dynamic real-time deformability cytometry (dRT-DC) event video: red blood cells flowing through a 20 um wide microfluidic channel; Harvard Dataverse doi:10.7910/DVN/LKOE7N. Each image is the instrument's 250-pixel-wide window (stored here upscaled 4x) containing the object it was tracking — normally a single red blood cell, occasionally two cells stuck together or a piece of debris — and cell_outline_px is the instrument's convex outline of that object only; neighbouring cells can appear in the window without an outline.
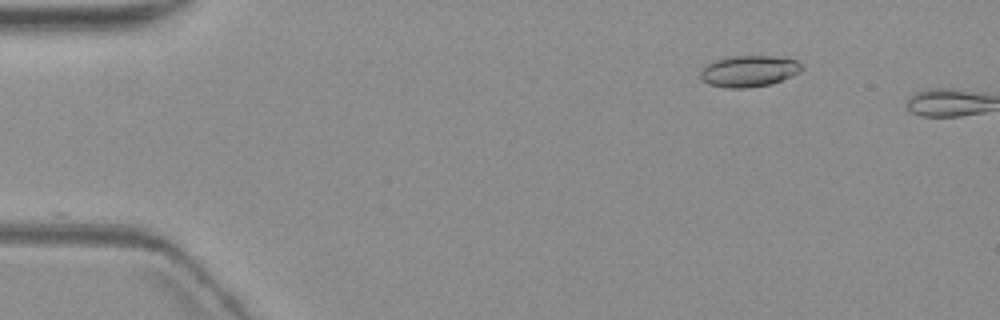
{"species": "common noctule bat (a hibernating species)", "species_latin": "Nyctalus noctula", "temperature_condition": "warm", "stored_images_in_passage": 4, "camera_frame_rate_fps": 3000, "um_per_image_px": 0.085, "animal": {"sex": "female", "body_mass_g": 19.3, "forearm_length_mm": 54.1}, "frame": {"image": 1, "passage_image": 3, "time_ms": 2.333, "image_size_px": [1000, 320], "cell_outline_px": [[804, 68], [800, 72], [792, 76], [772, 84], [748, 88], [728, 88], [708, 84], [700, 76], [700, 72], [704, 64], [716, 60], [732, 56], [768, 56], [796, 60]], "centroid_in_image_um": [63.65, 6.05], "position_along_channel_um": 21.4, "area_um2": 18.5}}